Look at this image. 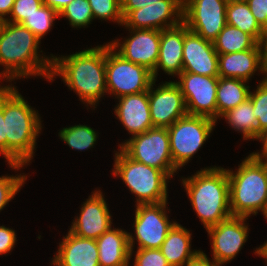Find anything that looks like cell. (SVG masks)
<instances>
[{"mask_svg": "<svg viewBox=\"0 0 267 266\" xmlns=\"http://www.w3.org/2000/svg\"><path fill=\"white\" fill-rule=\"evenodd\" d=\"M257 70L261 71V49L218 54L219 77L248 81Z\"/></svg>", "mask_w": 267, "mask_h": 266, "instance_id": "cell-23", "label": "cell"}, {"mask_svg": "<svg viewBox=\"0 0 267 266\" xmlns=\"http://www.w3.org/2000/svg\"><path fill=\"white\" fill-rule=\"evenodd\" d=\"M227 24L250 34L258 43L266 36V32L256 22L246 1L228 0L226 6Z\"/></svg>", "mask_w": 267, "mask_h": 266, "instance_id": "cell-26", "label": "cell"}, {"mask_svg": "<svg viewBox=\"0 0 267 266\" xmlns=\"http://www.w3.org/2000/svg\"><path fill=\"white\" fill-rule=\"evenodd\" d=\"M262 258L265 259L266 264H267V246L262 250Z\"/></svg>", "mask_w": 267, "mask_h": 266, "instance_id": "cell-47", "label": "cell"}, {"mask_svg": "<svg viewBox=\"0 0 267 266\" xmlns=\"http://www.w3.org/2000/svg\"><path fill=\"white\" fill-rule=\"evenodd\" d=\"M263 215L265 216V218H267V209H266V211L264 212Z\"/></svg>", "mask_w": 267, "mask_h": 266, "instance_id": "cell-50", "label": "cell"}, {"mask_svg": "<svg viewBox=\"0 0 267 266\" xmlns=\"http://www.w3.org/2000/svg\"><path fill=\"white\" fill-rule=\"evenodd\" d=\"M53 266H100L95 239L81 238L68 231L59 243Z\"/></svg>", "mask_w": 267, "mask_h": 266, "instance_id": "cell-20", "label": "cell"}, {"mask_svg": "<svg viewBox=\"0 0 267 266\" xmlns=\"http://www.w3.org/2000/svg\"><path fill=\"white\" fill-rule=\"evenodd\" d=\"M182 184L205 229L232 216L227 169L202 168L193 176L183 178Z\"/></svg>", "mask_w": 267, "mask_h": 266, "instance_id": "cell-4", "label": "cell"}, {"mask_svg": "<svg viewBox=\"0 0 267 266\" xmlns=\"http://www.w3.org/2000/svg\"><path fill=\"white\" fill-rule=\"evenodd\" d=\"M182 21L183 3L180 0H158L156 3L132 10L123 19L122 26L128 29L163 30Z\"/></svg>", "mask_w": 267, "mask_h": 266, "instance_id": "cell-15", "label": "cell"}, {"mask_svg": "<svg viewBox=\"0 0 267 266\" xmlns=\"http://www.w3.org/2000/svg\"><path fill=\"white\" fill-rule=\"evenodd\" d=\"M16 236L15 230L3 225L0 226V255H5L12 251L17 241Z\"/></svg>", "mask_w": 267, "mask_h": 266, "instance_id": "cell-38", "label": "cell"}, {"mask_svg": "<svg viewBox=\"0 0 267 266\" xmlns=\"http://www.w3.org/2000/svg\"><path fill=\"white\" fill-rule=\"evenodd\" d=\"M216 122L206 116L186 115L167 128L172 160L178 170L203 146Z\"/></svg>", "mask_w": 267, "mask_h": 266, "instance_id": "cell-7", "label": "cell"}, {"mask_svg": "<svg viewBox=\"0 0 267 266\" xmlns=\"http://www.w3.org/2000/svg\"><path fill=\"white\" fill-rule=\"evenodd\" d=\"M114 154L113 175L120 177L135 194L136 205L168 200L167 182L170 177L165 172L131 159L121 148Z\"/></svg>", "mask_w": 267, "mask_h": 266, "instance_id": "cell-6", "label": "cell"}, {"mask_svg": "<svg viewBox=\"0 0 267 266\" xmlns=\"http://www.w3.org/2000/svg\"><path fill=\"white\" fill-rule=\"evenodd\" d=\"M191 233L177 222L161 245V252L170 266H183L200 250H191Z\"/></svg>", "mask_w": 267, "mask_h": 266, "instance_id": "cell-24", "label": "cell"}, {"mask_svg": "<svg viewBox=\"0 0 267 266\" xmlns=\"http://www.w3.org/2000/svg\"><path fill=\"white\" fill-rule=\"evenodd\" d=\"M249 98L253 103L254 116L257 119V139L267 130V82H259L255 92L250 91Z\"/></svg>", "mask_w": 267, "mask_h": 266, "instance_id": "cell-32", "label": "cell"}, {"mask_svg": "<svg viewBox=\"0 0 267 266\" xmlns=\"http://www.w3.org/2000/svg\"><path fill=\"white\" fill-rule=\"evenodd\" d=\"M167 201L156 204L136 205L134 233L137 249H160L169 230L176 223L166 214Z\"/></svg>", "mask_w": 267, "mask_h": 266, "instance_id": "cell-12", "label": "cell"}, {"mask_svg": "<svg viewBox=\"0 0 267 266\" xmlns=\"http://www.w3.org/2000/svg\"><path fill=\"white\" fill-rule=\"evenodd\" d=\"M246 80L219 77L216 91L217 118L249 98L250 86Z\"/></svg>", "mask_w": 267, "mask_h": 266, "instance_id": "cell-25", "label": "cell"}, {"mask_svg": "<svg viewBox=\"0 0 267 266\" xmlns=\"http://www.w3.org/2000/svg\"><path fill=\"white\" fill-rule=\"evenodd\" d=\"M267 219V218H266ZM267 246V241L266 242H264V244L261 246L260 245V247H258V248H256V250H254L255 252V254H257L258 256H262V250L265 248Z\"/></svg>", "mask_w": 267, "mask_h": 266, "instance_id": "cell-46", "label": "cell"}, {"mask_svg": "<svg viewBox=\"0 0 267 266\" xmlns=\"http://www.w3.org/2000/svg\"><path fill=\"white\" fill-rule=\"evenodd\" d=\"M3 116L6 136V161L19 170L29 165L34 156L37 136L41 133V119L19 94L15 86L3 87Z\"/></svg>", "mask_w": 267, "mask_h": 266, "instance_id": "cell-1", "label": "cell"}, {"mask_svg": "<svg viewBox=\"0 0 267 266\" xmlns=\"http://www.w3.org/2000/svg\"><path fill=\"white\" fill-rule=\"evenodd\" d=\"M158 0H121V14L123 19L132 11L152 3H156Z\"/></svg>", "mask_w": 267, "mask_h": 266, "instance_id": "cell-39", "label": "cell"}, {"mask_svg": "<svg viewBox=\"0 0 267 266\" xmlns=\"http://www.w3.org/2000/svg\"><path fill=\"white\" fill-rule=\"evenodd\" d=\"M222 265H224V264H222V263H216L214 266H222Z\"/></svg>", "mask_w": 267, "mask_h": 266, "instance_id": "cell-48", "label": "cell"}, {"mask_svg": "<svg viewBox=\"0 0 267 266\" xmlns=\"http://www.w3.org/2000/svg\"><path fill=\"white\" fill-rule=\"evenodd\" d=\"M92 193L83 202L79 217L74 218L69 231L78 237L96 240L111 228L112 216L101 190Z\"/></svg>", "mask_w": 267, "mask_h": 266, "instance_id": "cell-17", "label": "cell"}, {"mask_svg": "<svg viewBox=\"0 0 267 266\" xmlns=\"http://www.w3.org/2000/svg\"><path fill=\"white\" fill-rule=\"evenodd\" d=\"M40 42L27 27L3 21L0 27V65L5 69L0 72V79L12 82L20 77L41 76L49 81L53 58L38 54Z\"/></svg>", "mask_w": 267, "mask_h": 266, "instance_id": "cell-3", "label": "cell"}, {"mask_svg": "<svg viewBox=\"0 0 267 266\" xmlns=\"http://www.w3.org/2000/svg\"><path fill=\"white\" fill-rule=\"evenodd\" d=\"M2 22H3V20L0 18V27H1V25H2Z\"/></svg>", "mask_w": 267, "mask_h": 266, "instance_id": "cell-51", "label": "cell"}, {"mask_svg": "<svg viewBox=\"0 0 267 266\" xmlns=\"http://www.w3.org/2000/svg\"><path fill=\"white\" fill-rule=\"evenodd\" d=\"M60 17H66L72 27L83 28L91 24L93 13L88 0H73L59 13Z\"/></svg>", "mask_w": 267, "mask_h": 266, "instance_id": "cell-31", "label": "cell"}, {"mask_svg": "<svg viewBox=\"0 0 267 266\" xmlns=\"http://www.w3.org/2000/svg\"><path fill=\"white\" fill-rule=\"evenodd\" d=\"M154 81L152 72L146 67L130 62L119 55L110 44H106L107 93L119 98L124 95L148 91Z\"/></svg>", "mask_w": 267, "mask_h": 266, "instance_id": "cell-9", "label": "cell"}, {"mask_svg": "<svg viewBox=\"0 0 267 266\" xmlns=\"http://www.w3.org/2000/svg\"><path fill=\"white\" fill-rule=\"evenodd\" d=\"M58 17V12L43 4L32 15L26 17L21 25L27 27L41 41L42 37L51 30L54 20Z\"/></svg>", "mask_w": 267, "mask_h": 266, "instance_id": "cell-30", "label": "cell"}, {"mask_svg": "<svg viewBox=\"0 0 267 266\" xmlns=\"http://www.w3.org/2000/svg\"><path fill=\"white\" fill-rule=\"evenodd\" d=\"M121 143V148L131 159L160 169L170 178L178 170L173 163L167 128L153 127Z\"/></svg>", "mask_w": 267, "mask_h": 266, "instance_id": "cell-8", "label": "cell"}, {"mask_svg": "<svg viewBox=\"0 0 267 266\" xmlns=\"http://www.w3.org/2000/svg\"><path fill=\"white\" fill-rule=\"evenodd\" d=\"M212 43L218 54L260 49V44L250 34L229 24L224 26Z\"/></svg>", "mask_w": 267, "mask_h": 266, "instance_id": "cell-27", "label": "cell"}, {"mask_svg": "<svg viewBox=\"0 0 267 266\" xmlns=\"http://www.w3.org/2000/svg\"><path fill=\"white\" fill-rule=\"evenodd\" d=\"M216 262L214 260L209 261L208 256L199 251L192 259L188 260L183 266H214Z\"/></svg>", "mask_w": 267, "mask_h": 266, "instance_id": "cell-41", "label": "cell"}, {"mask_svg": "<svg viewBox=\"0 0 267 266\" xmlns=\"http://www.w3.org/2000/svg\"><path fill=\"white\" fill-rule=\"evenodd\" d=\"M93 13V18L109 20L123 25L120 0H88Z\"/></svg>", "mask_w": 267, "mask_h": 266, "instance_id": "cell-33", "label": "cell"}, {"mask_svg": "<svg viewBox=\"0 0 267 266\" xmlns=\"http://www.w3.org/2000/svg\"><path fill=\"white\" fill-rule=\"evenodd\" d=\"M259 141H262V145H263V150H261L262 152H253L251 153L254 157L258 158V159H264L267 158V130H265L264 132H262L259 136V138L257 139Z\"/></svg>", "mask_w": 267, "mask_h": 266, "instance_id": "cell-45", "label": "cell"}, {"mask_svg": "<svg viewBox=\"0 0 267 266\" xmlns=\"http://www.w3.org/2000/svg\"><path fill=\"white\" fill-rule=\"evenodd\" d=\"M264 162H265V164H266V166H267V158H264V159H262Z\"/></svg>", "mask_w": 267, "mask_h": 266, "instance_id": "cell-49", "label": "cell"}, {"mask_svg": "<svg viewBox=\"0 0 267 266\" xmlns=\"http://www.w3.org/2000/svg\"><path fill=\"white\" fill-rule=\"evenodd\" d=\"M182 72L219 77L218 53L213 43L190 31L185 23Z\"/></svg>", "mask_w": 267, "mask_h": 266, "instance_id": "cell-18", "label": "cell"}, {"mask_svg": "<svg viewBox=\"0 0 267 266\" xmlns=\"http://www.w3.org/2000/svg\"><path fill=\"white\" fill-rule=\"evenodd\" d=\"M235 173L227 170L232 216L250 217L267 209V166L262 159L248 155Z\"/></svg>", "mask_w": 267, "mask_h": 266, "instance_id": "cell-5", "label": "cell"}, {"mask_svg": "<svg viewBox=\"0 0 267 266\" xmlns=\"http://www.w3.org/2000/svg\"><path fill=\"white\" fill-rule=\"evenodd\" d=\"M72 1L73 0H42L44 5L53 8L58 13Z\"/></svg>", "mask_w": 267, "mask_h": 266, "instance_id": "cell-43", "label": "cell"}, {"mask_svg": "<svg viewBox=\"0 0 267 266\" xmlns=\"http://www.w3.org/2000/svg\"><path fill=\"white\" fill-rule=\"evenodd\" d=\"M27 179L26 175L0 177V211L14 198Z\"/></svg>", "mask_w": 267, "mask_h": 266, "instance_id": "cell-34", "label": "cell"}, {"mask_svg": "<svg viewBox=\"0 0 267 266\" xmlns=\"http://www.w3.org/2000/svg\"><path fill=\"white\" fill-rule=\"evenodd\" d=\"M59 137L68 146L75 150H87L93 148L97 141V133L93 128L87 125H74L70 127H64L59 132Z\"/></svg>", "mask_w": 267, "mask_h": 266, "instance_id": "cell-29", "label": "cell"}, {"mask_svg": "<svg viewBox=\"0 0 267 266\" xmlns=\"http://www.w3.org/2000/svg\"><path fill=\"white\" fill-rule=\"evenodd\" d=\"M42 5V0H15L10 13L11 18L4 21L21 24L26 17L32 15Z\"/></svg>", "mask_w": 267, "mask_h": 266, "instance_id": "cell-35", "label": "cell"}, {"mask_svg": "<svg viewBox=\"0 0 267 266\" xmlns=\"http://www.w3.org/2000/svg\"><path fill=\"white\" fill-rule=\"evenodd\" d=\"M135 238L122 229L110 228L96 239L100 266H129Z\"/></svg>", "mask_w": 267, "mask_h": 266, "instance_id": "cell-21", "label": "cell"}, {"mask_svg": "<svg viewBox=\"0 0 267 266\" xmlns=\"http://www.w3.org/2000/svg\"><path fill=\"white\" fill-rule=\"evenodd\" d=\"M253 103L248 98L243 103H240L237 107L230 109L222 114L220 117H224L229 126L234 128L233 130L241 131L244 140L257 139V119L254 116Z\"/></svg>", "mask_w": 267, "mask_h": 266, "instance_id": "cell-28", "label": "cell"}, {"mask_svg": "<svg viewBox=\"0 0 267 266\" xmlns=\"http://www.w3.org/2000/svg\"><path fill=\"white\" fill-rule=\"evenodd\" d=\"M259 44L261 49V73H264L266 75L264 76L265 78H263L262 81L267 82V34Z\"/></svg>", "mask_w": 267, "mask_h": 266, "instance_id": "cell-42", "label": "cell"}, {"mask_svg": "<svg viewBox=\"0 0 267 266\" xmlns=\"http://www.w3.org/2000/svg\"><path fill=\"white\" fill-rule=\"evenodd\" d=\"M248 217L231 216L207 230L211 239L213 260L216 263L230 262L239 253L248 238Z\"/></svg>", "mask_w": 267, "mask_h": 266, "instance_id": "cell-14", "label": "cell"}, {"mask_svg": "<svg viewBox=\"0 0 267 266\" xmlns=\"http://www.w3.org/2000/svg\"><path fill=\"white\" fill-rule=\"evenodd\" d=\"M15 0H0V18L4 21L10 15ZM5 17V18H4Z\"/></svg>", "mask_w": 267, "mask_h": 266, "instance_id": "cell-44", "label": "cell"}, {"mask_svg": "<svg viewBox=\"0 0 267 266\" xmlns=\"http://www.w3.org/2000/svg\"><path fill=\"white\" fill-rule=\"evenodd\" d=\"M175 83L181 89L188 115L206 116L217 121L216 91L219 77L181 72Z\"/></svg>", "mask_w": 267, "mask_h": 266, "instance_id": "cell-11", "label": "cell"}, {"mask_svg": "<svg viewBox=\"0 0 267 266\" xmlns=\"http://www.w3.org/2000/svg\"><path fill=\"white\" fill-rule=\"evenodd\" d=\"M155 82H152L148 90L153 127L169 128L178 119L188 115L185 99L175 81H165L153 90Z\"/></svg>", "mask_w": 267, "mask_h": 266, "instance_id": "cell-13", "label": "cell"}, {"mask_svg": "<svg viewBox=\"0 0 267 266\" xmlns=\"http://www.w3.org/2000/svg\"><path fill=\"white\" fill-rule=\"evenodd\" d=\"M246 2L256 22L267 33V0H247Z\"/></svg>", "mask_w": 267, "mask_h": 266, "instance_id": "cell-37", "label": "cell"}, {"mask_svg": "<svg viewBox=\"0 0 267 266\" xmlns=\"http://www.w3.org/2000/svg\"><path fill=\"white\" fill-rule=\"evenodd\" d=\"M52 70L49 81L60 76L79 100L91 107L107 93L106 44L88 48L62 57L52 55Z\"/></svg>", "mask_w": 267, "mask_h": 266, "instance_id": "cell-2", "label": "cell"}, {"mask_svg": "<svg viewBox=\"0 0 267 266\" xmlns=\"http://www.w3.org/2000/svg\"><path fill=\"white\" fill-rule=\"evenodd\" d=\"M0 154L6 159V136L3 116V86L0 85Z\"/></svg>", "mask_w": 267, "mask_h": 266, "instance_id": "cell-40", "label": "cell"}, {"mask_svg": "<svg viewBox=\"0 0 267 266\" xmlns=\"http://www.w3.org/2000/svg\"><path fill=\"white\" fill-rule=\"evenodd\" d=\"M228 0H186L183 3V22L187 28L213 42L227 24Z\"/></svg>", "mask_w": 267, "mask_h": 266, "instance_id": "cell-10", "label": "cell"}, {"mask_svg": "<svg viewBox=\"0 0 267 266\" xmlns=\"http://www.w3.org/2000/svg\"><path fill=\"white\" fill-rule=\"evenodd\" d=\"M134 266H170L160 249H137Z\"/></svg>", "mask_w": 267, "mask_h": 266, "instance_id": "cell-36", "label": "cell"}, {"mask_svg": "<svg viewBox=\"0 0 267 266\" xmlns=\"http://www.w3.org/2000/svg\"><path fill=\"white\" fill-rule=\"evenodd\" d=\"M117 99L119 103L116 105L114 113L129 134L135 136L153 128L148 91L124 95Z\"/></svg>", "mask_w": 267, "mask_h": 266, "instance_id": "cell-19", "label": "cell"}, {"mask_svg": "<svg viewBox=\"0 0 267 266\" xmlns=\"http://www.w3.org/2000/svg\"><path fill=\"white\" fill-rule=\"evenodd\" d=\"M129 31L131 34L129 38L122 43H119L118 39L110 41V46L124 59L153 72L159 57L160 30L129 29Z\"/></svg>", "mask_w": 267, "mask_h": 266, "instance_id": "cell-16", "label": "cell"}, {"mask_svg": "<svg viewBox=\"0 0 267 266\" xmlns=\"http://www.w3.org/2000/svg\"><path fill=\"white\" fill-rule=\"evenodd\" d=\"M184 22L160 30L159 57L155 70L152 72L156 81L158 70L162 69L171 76L179 75L183 70ZM175 74V75H174Z\"/></svg>", "mask_w": 267, "mask_h": 266, "instance_id": "cell-22", "label": "cell"}]
</instances>
